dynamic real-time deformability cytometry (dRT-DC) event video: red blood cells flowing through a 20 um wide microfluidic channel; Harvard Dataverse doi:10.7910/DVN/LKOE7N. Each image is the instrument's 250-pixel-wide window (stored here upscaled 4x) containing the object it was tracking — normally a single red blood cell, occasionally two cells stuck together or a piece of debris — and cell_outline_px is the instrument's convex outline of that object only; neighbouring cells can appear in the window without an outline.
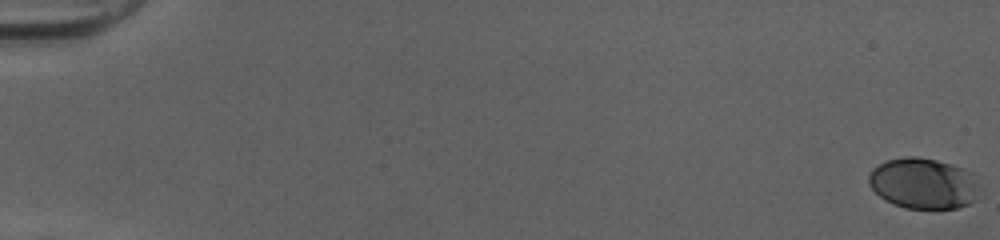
{"species": "human", "species_latin": "Homo sapiens", "temperature_condition": "cold", "stored_images_in_passage": 53, "camera_frame_rate_fps": 3000, "um_per_image_px": 0.085, "donor": {"sex": "female"}, "frame": {"image": 1, "passage_image": 1, "time_ms": 0.0, "image_size_px": [1000, 240], "cell_outline_px": [[984, 196], [968, 204], [956, 208], [932, 212], [904, 208], [892, 204], [884, 200], [868, 184], [868, 176], [872, 168], [888, 160], [904, 156], [916, 156], [936, 160], [964, 168], [972, 172], [984, 192]], "centroid_in_image_um": [78.57, 15.65], "position_along_channel_um": 6.4, "area_um2": 34.28}}
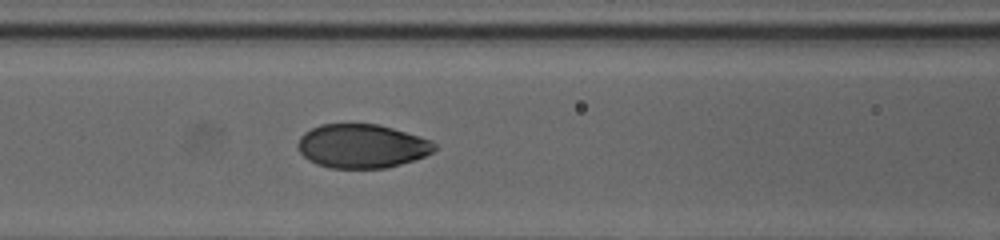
{"frame": {"image": 2, "passage_image": 25, "time_ms": 8.0, "image_size_px": [1000, 240], "cell_outline_px": [[436, 148], [432, 152], [424, 156], [400, 164], [384, 168], [328, 168], [316, 164], [308, 160], [300, 152], [296, 144], [300, 136], [304, 132], [320, 124], [376, 124], [392, 128], [420, 136], [432, 140], [436, 144]], "centroid_in_image_um": [30.73, 12.42], "position_along_channel_um": 135.9, "area_um2": 34.97}}
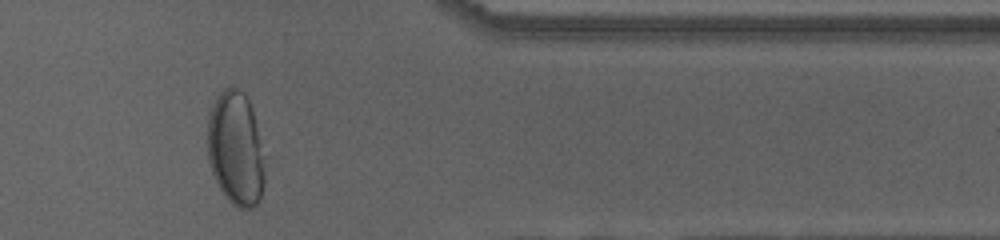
{"frame": {"image": 3, "passage_image": 45, "time_ms": 14.667, "image_size_px": [1000, 240], "cell_outline_px": [[268, 156], [264, 184], [260, 196], [256, 204], [252, 208], [236, 208], [224, 196], [212, 172], [208, 160], [208, 116], [212, 104], [216, 96], [224, 88], [236, 88], [244, 92], [252, 108]], "centroid_in_image_um": [20.09, 12.64], "position_along_channel_um": 391.3, "area_um2": 39.19}}